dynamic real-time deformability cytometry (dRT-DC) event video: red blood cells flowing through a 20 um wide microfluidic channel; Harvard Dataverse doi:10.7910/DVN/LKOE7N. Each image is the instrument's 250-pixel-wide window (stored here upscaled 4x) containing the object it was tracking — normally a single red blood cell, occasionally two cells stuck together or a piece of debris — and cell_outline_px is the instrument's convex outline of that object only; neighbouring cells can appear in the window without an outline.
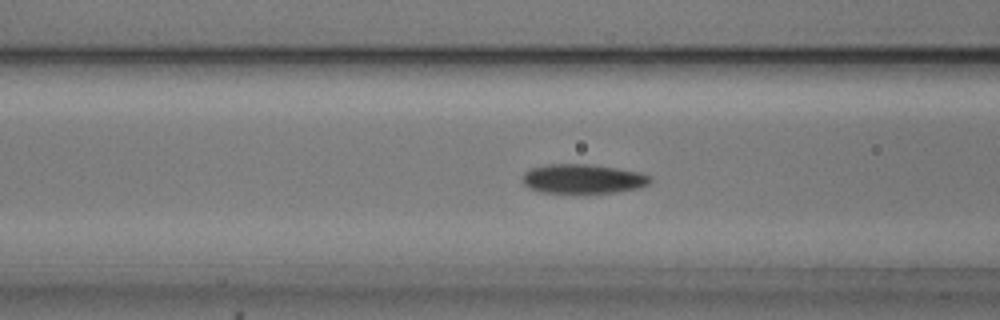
{"species": "common noctule bat (a hibernating species)", "species_latin": "Nyctalus noctula", "temperature_condition": "cold", "stored_images_in_passage": 45, "camera_frame_rate_fps": 3000, "um_per_image_px": 0.085, "animal": {"sex": "male", "body_mass_g": 20.5, "forearm_length_mm": 52.5}, "frame": {"image": 1, "passage_image": 16, "time_ms": 5.0, "image_size_px": [1000, 320], "cell_outline_px": [[652, 180], [648, 184], [636, 188], [612, 192], [544, 192], [528, 188], [524, 184], [524, 172], [532, 168], [548, 164], [588, 164], [616, 168], [640, 172], [652, 176]], "centroid_in_image_um": [49.56, 15.18], "position_along_channel_um": 117.0, "area_um2": 21.44}}
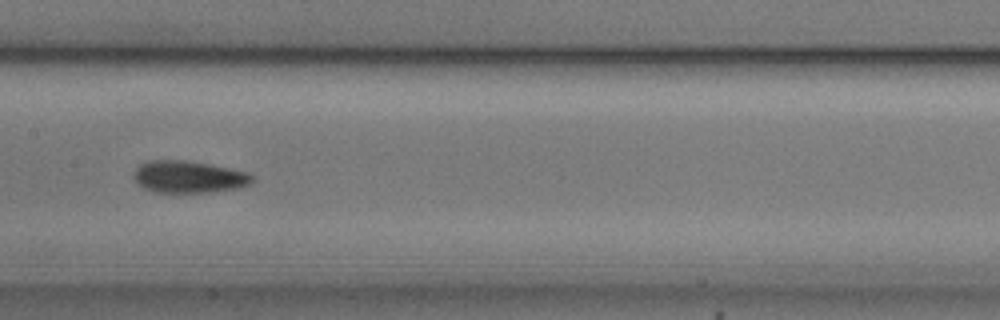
{"frame": {"image": 2, "passage_image": 22, "time_ms": 7.0, "image_size_px": [1000, 320], "cell_outline_px": [[256, 180], [252, 184], [240, 188], [208, 192], [152, 192], [136, 184], [132, 176], [132, 172], [140, 164], [148, 160], [188, 160], [248, 172]], "centroid_in_image_um": [16.02, 15.03], "position_along_channel_um": 191.4, "area_um2": 22.48}}
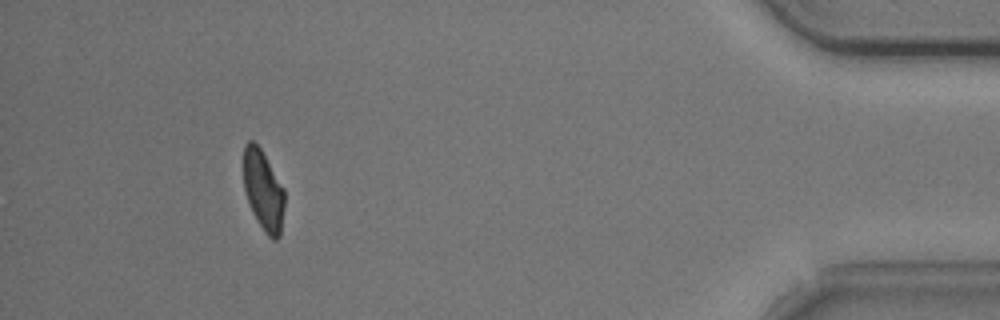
{"frame": {"image": 3, "passage_image": 45, "time_ms": 14.667, "image_size_px": [1000, 320], "cell_outline_px": [[284, 208], [280, 236], [276, 240], [272, 240], [264, 232], [252, 212], [244, 188], [244, 144], [248, 140], [252, 140], [260, 148], [284, 188]], "centroid_in_image_um": [22.39, 16.2], "position_along_channel_um": 412.8, "area_um2": 19.07}, "authors_computed_cell_mechanics": {"area_um2": 21.2126, "velocity_mm_per_s": 3.6951, "shape_relaxation_time_tau1_ms": 3.7849, "shape_relaxation_time_tau2_ms": 2.412, "deformation_change_tau1": 0.1305, "deformation_change_tau2": 0.0769}}